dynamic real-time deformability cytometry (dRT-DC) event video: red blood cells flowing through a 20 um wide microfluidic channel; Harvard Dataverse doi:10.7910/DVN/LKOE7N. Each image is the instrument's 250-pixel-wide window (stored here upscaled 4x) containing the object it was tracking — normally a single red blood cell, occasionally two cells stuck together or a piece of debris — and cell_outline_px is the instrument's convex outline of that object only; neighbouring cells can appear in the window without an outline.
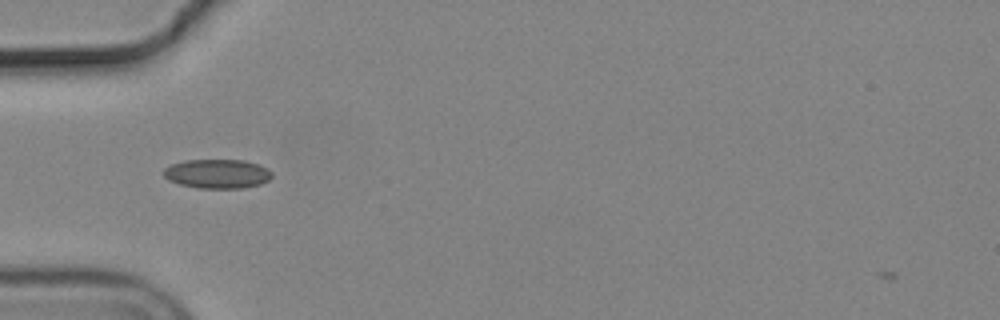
{"species": "common noctule bat (a hibernating species)", "species_latin": "Nyctalus noctula", "temperature_condition": "cold", "stored_images_in_passage": 16, "camera_frame_rate_fps": 3000, "um_per_image_px": 0.085, "animal": {"sex": "male", "body_mass_g": 19.2, "forearm_length_mm": 51.8}, "frame": {"image": 1, "passage_image": 3, "time_ms": 0.667, "image_size_px": [1000, 320], "cell_outline_px": [[272, 176], [268, 180], [260, 184], [244, 188], [196, 188], [180, 184], [168, 180], [164, 176], [164, 168], [172, 164], [184, 160], [244, 160], [260, 164], [268, 168], [272, 172]], "centroid_in_image_um": [18.49, 14.77], "position_along_channel_um": 66.5, "area_um2": 18.55}}
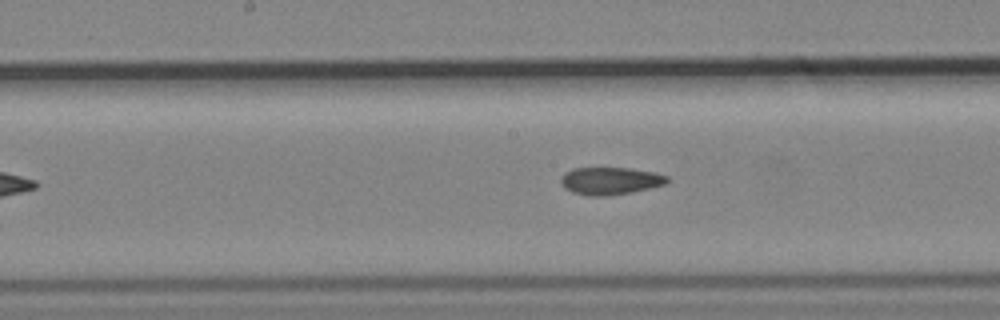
{"frame": {"image": 2, "passage_image": 10, "time_ms": 3.0, "image_size_px": [1000, 320], "cell_outline_px": [[668, 180], [664, 184], [632, 192], [604, 196], [588, 196], [572, 192], [564, 188], [560, 184], [560, 176], [564, 172], [572, 168], [628, 168], [652, 172], [668, 176]], "centroid_in_image_um": [51.78, 15.37], "position_along_channel_um": 196.4, "area_um2": 16.99}}
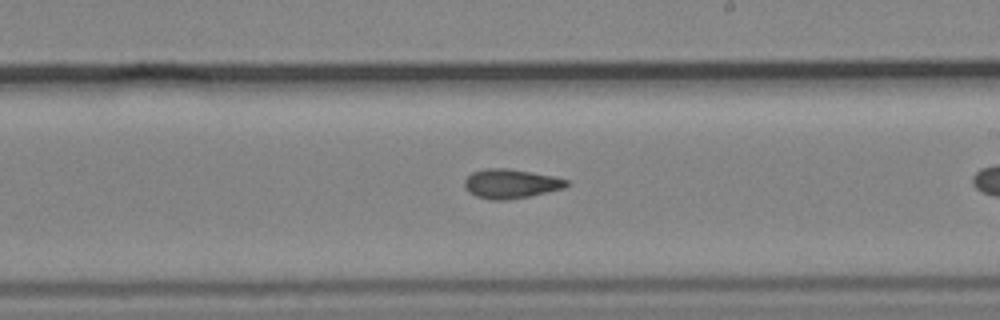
{"frame": {"image": 3, "passage_image": 14, "time_ms": 4.333, "image_size_px": [1000, 320], "cell_outline_px": [[568, 184], [564, 188], [528, 196], [504, 200], [492, 200], [476, 196], [468, 192], [464, 188], [464, 180], [472, 172], [484, 168], [508, 168], [552, 176], [568, 180]], "centroid_in_image_um": [43.36, 15.61], "position_along_channel_um": 245.6, "area_um2": 17.28}}